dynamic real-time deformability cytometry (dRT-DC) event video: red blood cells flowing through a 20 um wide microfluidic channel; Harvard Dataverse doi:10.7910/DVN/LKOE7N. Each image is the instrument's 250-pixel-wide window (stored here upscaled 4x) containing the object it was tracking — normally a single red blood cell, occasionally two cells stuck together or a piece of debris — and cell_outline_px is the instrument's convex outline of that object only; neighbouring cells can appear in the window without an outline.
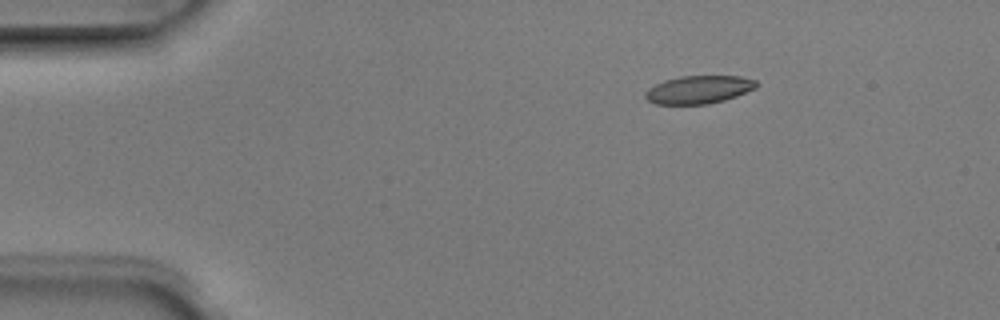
{"species": "Egyptian fruit bat (a non-hibernating species)", "species_latin": "Rousettus aegyptiacus", "temperature_condition": "room temperature", "stored_images_in_passage": 5, "camera_frame_rate_fps": 3000, "um_per_image_px": 0.085, "animal": {"sex": "male"}, "frame": {"image": 1, "passage_image": 3, "time_ms": 0.667, "image_size_px": [1000, 320], "cell_outline_px": [[760, 84], [756, 88], [736, 96], [724, 100], [708, 104], [656, 104], [648, 100], [644, 96], [644, 92], [648, 88], [664, 80], [680, 76], [740, 76], [756, 80]], "centroid_in_image_um": [59.4, 7.61], "position_along_channel_um": 25.6, "area_um2": 18.21}}